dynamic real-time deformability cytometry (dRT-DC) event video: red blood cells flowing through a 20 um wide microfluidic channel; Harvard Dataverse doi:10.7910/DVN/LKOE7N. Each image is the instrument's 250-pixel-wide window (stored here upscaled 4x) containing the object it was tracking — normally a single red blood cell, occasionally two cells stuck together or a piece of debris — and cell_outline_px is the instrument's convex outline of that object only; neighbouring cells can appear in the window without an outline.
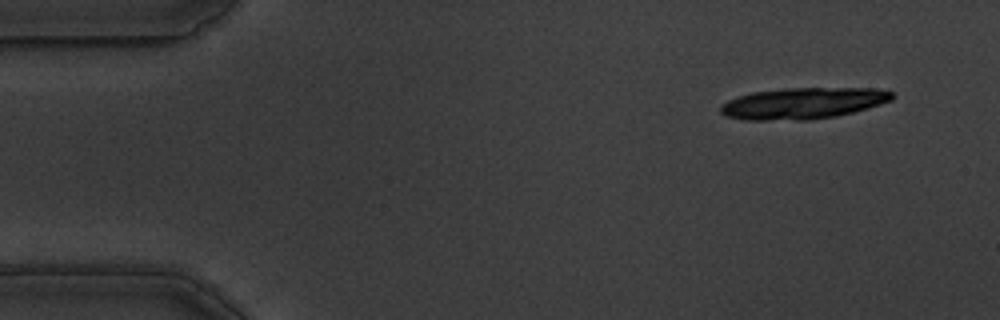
{"species": "common noctule bat (a hibernating species)", "species_latin": "Nyctalus noctula", "temperature_condition": "warm", "stored_images_in_passage": 14, "camera_frame_rate_fps": 3000, "um_per_image_px": 0.085, "animal": {"sex": "male", "body_mass_g": 19.5, "forearm_length_mm": 54.6}, "frame": {"image": 1, "passage_image": 1, "time_ms": 0.0, "image_size_px": [1000, 320], "cell_outline_px": [[896, 96], [892, 100], [868, 108], [836, 116], [808, 120], [744, 120], [728, 116], [720, 112], [720, 104], [728, 100], [752, 92], [784, 88], [876, 88], [892, 92]], "centroid_in_image_um": [68.27, 8.77], "position_along_channel_um": 16.7, "area_um2": 31.39}}